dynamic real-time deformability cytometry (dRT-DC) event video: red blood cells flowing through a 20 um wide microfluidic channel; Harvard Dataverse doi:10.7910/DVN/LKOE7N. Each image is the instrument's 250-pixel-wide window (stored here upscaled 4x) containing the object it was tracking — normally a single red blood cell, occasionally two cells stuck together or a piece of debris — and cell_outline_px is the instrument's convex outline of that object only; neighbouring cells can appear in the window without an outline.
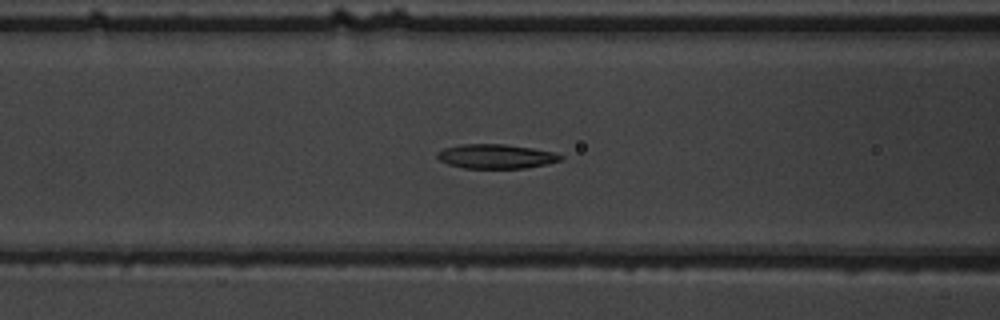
{"species": "common noctule bat (a hibernating species)", "species_latin": "Nyctalus noctula", "temperature_condition": "warm", "stored_images_in_passage": 39, "camera_frame_rate_fps": 3000, "um_per_image_px": 0.085, "animal": {"sex": "male", "body_mass_g": 19.5, "forearm_length_mm": 54.6}, "frame": {"image": 1, "passage_image": 7, "time_ms": 2.0, "image_size_px": [1000, 320], "cell_outline_px": [[564, 156], [560, 160], [548, 164], [528, 168], [464, 168], [448, 164], [440, 160], [436, 156], [436, 152], [444, 148], [460, 144], [504, 144], [532, 148], [556, 152]], "centroid_in_image_um": [42.17, 13.29], "position_along_channel_um": 124.4, "area_um2": 17.63}}
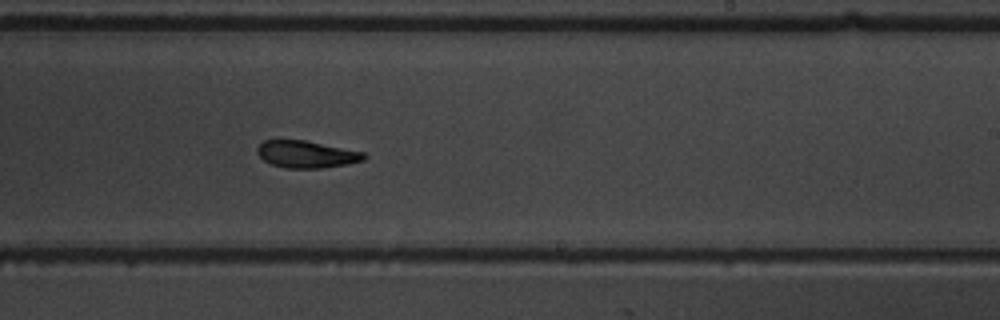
{"frame": {"image": 2, "passage_image": 18, "time_ms": 5.667, "image_size_px": [1000, 320], "cell_outline_px": [[368, 156], [364, 160], [348, 164], [320, 168], [284, 168], [272, 164], [264, 160], [256, 152], [256, 148], [264, 140], [304, 140], [364, 152]], "centroid_in_image_um": [26.05, 13.11], "position_along_channel_um": 262.9, "area_um2": 16.82}}
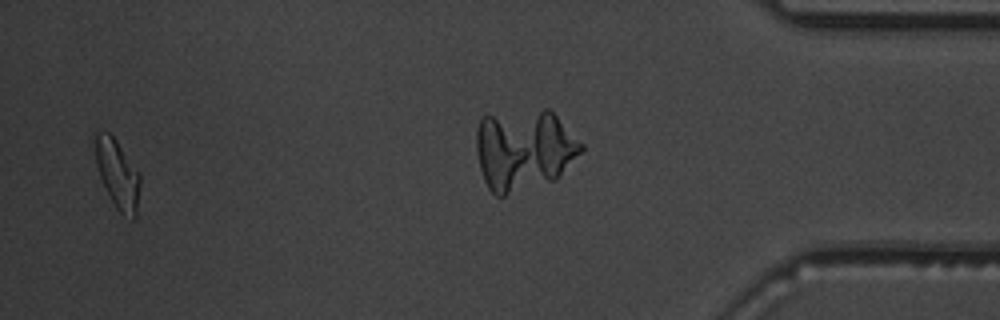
{"frame": {"image": 3, "passage_image": 37, "time_ms": 12.0, "image_size_px": [1000, 320], "cell_outline_px": [[140, 184], [136, 216], [132, 220], [120, 212], [116, 208], [100, 176], [96, 164], [92, 140], [92, 132], [108, 132], [116, 140], [140, 172]], "centroid_in_image_um": [9.97, 14.73], "position_along_channel_um": 425.2, "area_um2": 18.21}, "authors_computed_cell_mechanics": {"area_um2": 17.6868, "velocity_mm_per_s": 3.783, "shape_relaxation_time_tau1_ms": 3.9345, "shape_relaxation_time_tau2_ms": 3.4208, "deformation_change_tau1": 0.1793, "deformation_change_tau2": 0.1119}}